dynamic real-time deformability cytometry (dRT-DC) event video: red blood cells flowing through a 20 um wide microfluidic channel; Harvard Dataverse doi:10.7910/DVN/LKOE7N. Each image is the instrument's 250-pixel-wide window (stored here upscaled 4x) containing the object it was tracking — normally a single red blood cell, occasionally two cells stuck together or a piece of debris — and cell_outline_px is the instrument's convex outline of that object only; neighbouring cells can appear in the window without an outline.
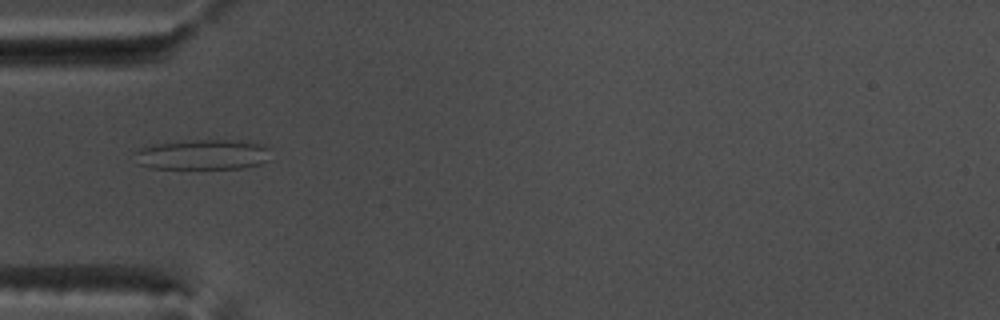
{"species": "common noctule bat (a hibernating species)", "species_latin": "Nyctalus noctula", "temperature_condition": "warm", "stored_images_in_passage": 41, "camera_frame_rate_fps": 3000, "um_per_image_px": 0.085, "animal": {"sex": "male", "body_mass_g": 17.5, "forearm_length_mm": 52.3}, "frame": {"image": 1, "passage_image": 5, "time_ms": 1.333, "image_size_px": [1000, 320], "cell_outline_px": [[268, 160], [260, 164], [244, 168], [148, 168], [140, 164], [132, 152], [140, 148], [156, 144], [196, 140], [228, 140], [268, 144]], "centroid_in_image_um": [17.25, 13.14], "position_along_channel_um": 67.8, "area_um2": 23.81}}
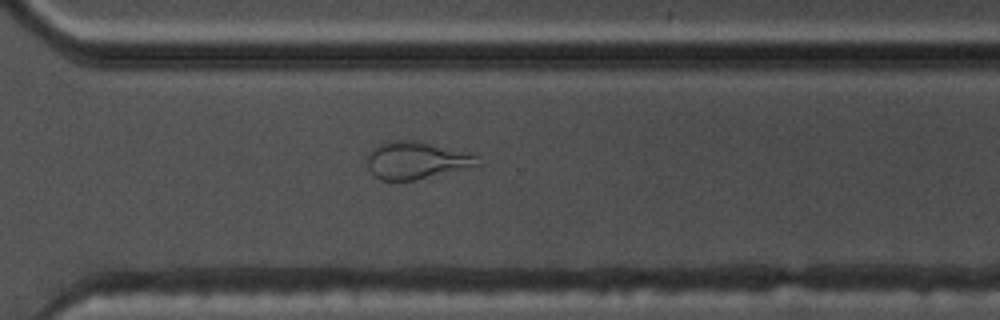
{"frame": {"image": 2, "passage_image": 26, "time_ms": 8.333, "image_size_px": [1000, 320], "cell_outline_px": [[484, 164], [412, 180], [380, 180], [368, 168], [368, 156], [372, 148], [380, 144], [392, 140], [420, 140], [472, 152]], "centroid_in_image_um": [35.45, 13.59], "position_along_channel_um": 335.1, "area_um2": 24.16}}
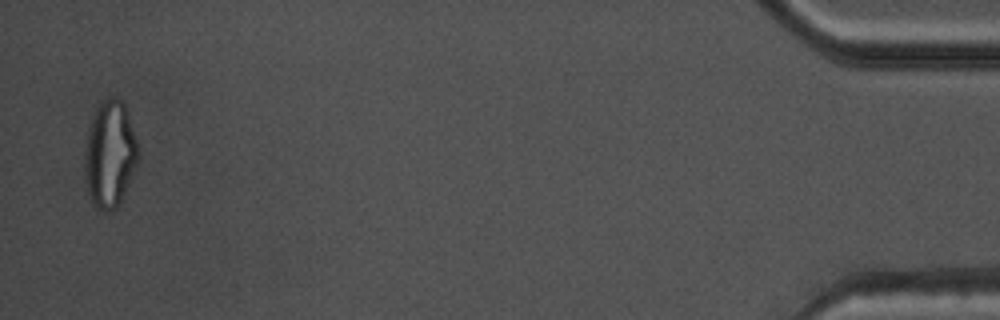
{"frame": {"image": 3, "passage_image": 40, "time_ms": 13.0, "image_size_px": [1000, 320], "cell_outline_px": [[140, 156], [124, 192], [116, 208], [108, 212], [100, 208], [92, 200], [88, 192], [84, 160], [84, 156], [88, 128], [100, 104], [108, 96], [116, 96], [124, 104], [140, 152]], "centroid_in_image_um": [9.35, 13.08], "position_along_channel_um": 425.9, "area_um2": 32.43}, "authors_computed_cell_mechanics": {"area_um2": 23.8136, "velocity_mm_per_s": 3.8257, "shape_relaxation_time_tau1_ms": null, "shape_relaxation_time_tau2_ms": 1.2438, "deformation_change_tau1": null, "deformation_change_tau2": 0.1022}}